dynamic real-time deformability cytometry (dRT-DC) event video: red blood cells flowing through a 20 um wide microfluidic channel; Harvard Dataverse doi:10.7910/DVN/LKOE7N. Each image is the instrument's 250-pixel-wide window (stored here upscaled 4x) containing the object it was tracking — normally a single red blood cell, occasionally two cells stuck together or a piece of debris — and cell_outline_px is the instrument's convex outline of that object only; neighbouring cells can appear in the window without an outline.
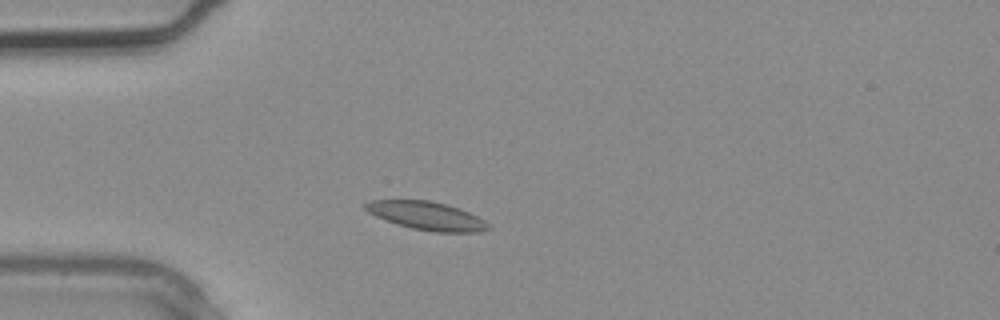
{"species": "common noctule bat (a hibernating species)", "species_latin": "Nyctalus noctula", "temperature_condition": "warm", "stored_images_in_passage": 1, "camera_frame_rate_fps": 3000, "um_per_image_px": 0.085, "animal": {"sex": "male", "body_mass_g": 20.4}, "frame": {"image": 1, "passage_image": 1, "time_ms": 0.0, "image_size_px": [1000, 320], "cell_outline_px": [[492, 228], [480, 232], [436, 232], [412, 228], [376, 216], [368, 212], [364, 208], [364, 204], [368, 200], [428, 200], [460, 208], [484, 220]], "centroid_in_image_um": [36.28, 18.34], "position_along_channel_um": 48.7, "area_um2": 20.0}}